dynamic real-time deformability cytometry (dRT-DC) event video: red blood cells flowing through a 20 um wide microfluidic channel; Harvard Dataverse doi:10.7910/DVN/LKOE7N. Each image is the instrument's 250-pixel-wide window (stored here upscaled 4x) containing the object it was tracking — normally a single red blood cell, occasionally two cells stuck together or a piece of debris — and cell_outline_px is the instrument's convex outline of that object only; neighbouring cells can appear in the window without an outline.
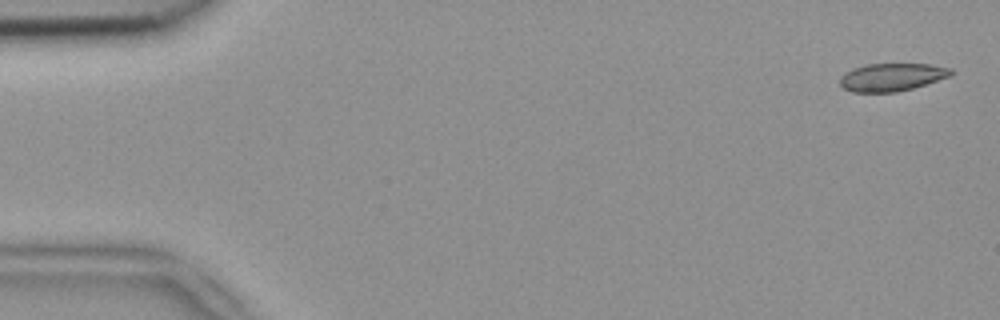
{"species": "common noctule bat (a hibernating species)", "species_latin": "Nyctalus noctula", "temperature_condition": "room temperature", "stored_images_in_passage": 6, "camera_frame_rate_fps": 3000, "um_per_image_px": 0.085, "animal": {"sex": "female", "body_mass_g": 18.4}, "frame": {"image": 1, "passage_image": 1, "time_ms": 0.0, "image_size_px": [1000, 320], "cell_outline_px": [[952, 76], [912, 88], [896, 92], [852, 92], [844, 88], [840, 84], [840, 76], [852, 68], [868, 64], [928, 64], [952, 68]], "centroid_in_image_um": [75.8, 6.55], "position_along_channel_um": 9.2, "area_um2": 17.98}}
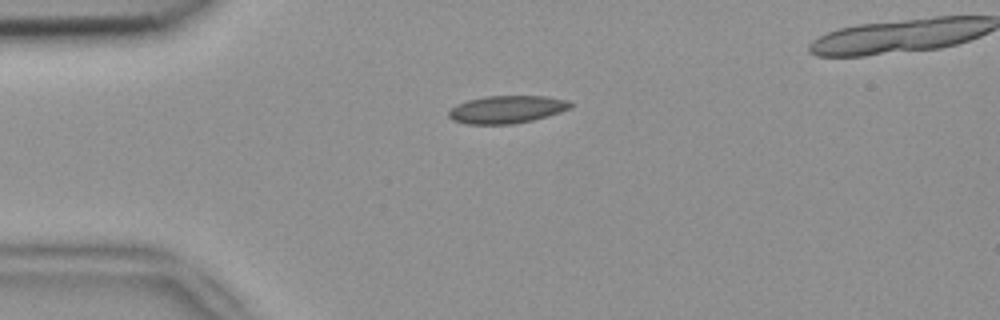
{"frame": {"image": 2, "passage_image": 4, "time_ms": 1.0, "image_size_px": [1000, 320], "cell_outline_px": [[572, 108], [548, 116], [532, 120], [512, 124], [468, 124], [452, 120], [448, 116], [448, 112], [456, 104], [468, 100], [488, 96], [544, 96], [568, 100], [572, 104]], "centroid_in_image_um": [43.08, 9.3], "position_along_channel_um": 41.9, "area_um2": 19.59}}